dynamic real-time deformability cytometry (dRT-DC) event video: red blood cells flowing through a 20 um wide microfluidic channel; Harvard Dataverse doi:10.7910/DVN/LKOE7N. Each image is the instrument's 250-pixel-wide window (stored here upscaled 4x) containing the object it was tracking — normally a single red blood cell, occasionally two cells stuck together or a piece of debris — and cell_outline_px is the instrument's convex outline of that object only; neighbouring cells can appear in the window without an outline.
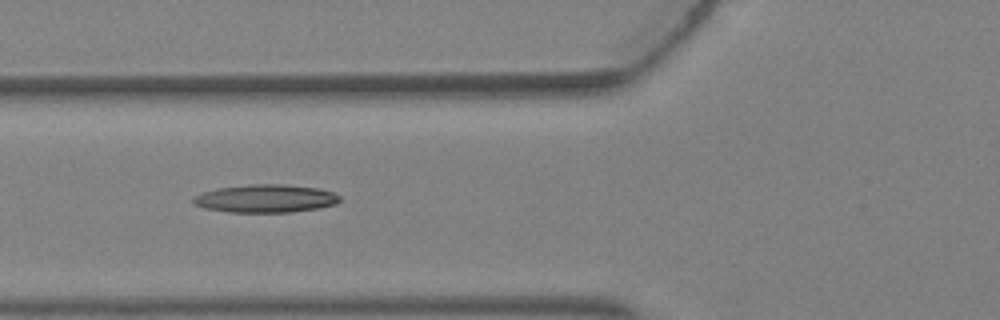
{"species": "Egyptian fruit bat (a non-hibernating species)", "species_latin": "Rousettus aegyptiacus", "temperature_condition": "warm", "stored_images_in_passage": 5, "camera_frame_rate_fps": 3000, "um_per_image_px": 0.085, "animal": {"sex": "female"}, "frame": {"image": 1, "passage_image": 5, "time_ms": 1.333, "image_size_px": [1000, 320], "cell_outline_px": [[340, 200], [336, 204], [320, 208], [292, 212], [232, 212], [204, 208], [196, 204], [192, 200], [196, 196], [204, 192], [216, 188], [248, 184], [284, 184], [316, 188], [332, 192], [340, 196]], "centroid_in_image_um": [22.6, 16.87], "position_along_channel_um": 103.2, "area_um2": 23.81}}